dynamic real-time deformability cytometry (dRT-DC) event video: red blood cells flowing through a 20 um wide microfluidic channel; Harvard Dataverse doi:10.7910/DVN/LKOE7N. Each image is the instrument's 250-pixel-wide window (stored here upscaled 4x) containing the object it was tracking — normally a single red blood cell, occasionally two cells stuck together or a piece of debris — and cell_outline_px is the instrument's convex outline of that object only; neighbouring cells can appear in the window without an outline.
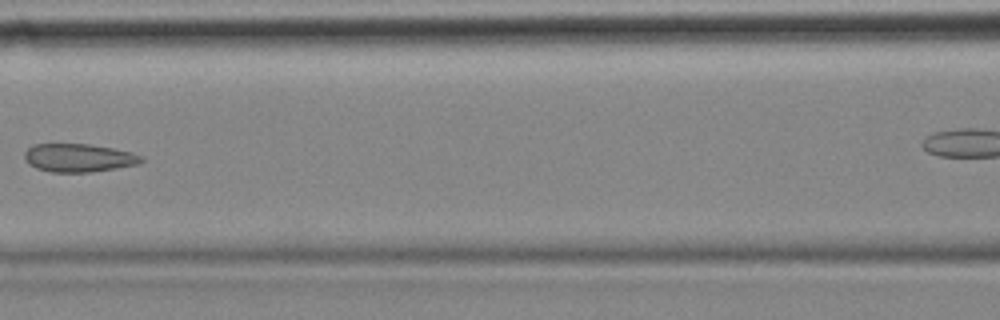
{"species": "common noctule bat (a hibernating species)", "species_latin": "Nyctalus noctula", "temperature_condition": "cold", "stored_images_in_passage": 8, "camera_frame_rate_fps": 3000, "um_per_image_px": 0.085, "animal": {"sex": "female", "body_mass_g": 18.4}, "frame": {"image": 1, "passage_image": 6, "time_ms": 1.667, "image_size_px": [1000, 320], "cell_outline_px": [[144, 160], [136, 164], [116, 168], [88, 172], [52, 172], [36, 168], [28, 164], [24, 160], [24, 152], [28, 148], [36, 144], [88, 144], [112, 148], [132, 152], [144, 156]], "centroid_in_image_um": [6.67, 13.41], "position_along_channel_um": 159.9, "area_um2": 19.19}}
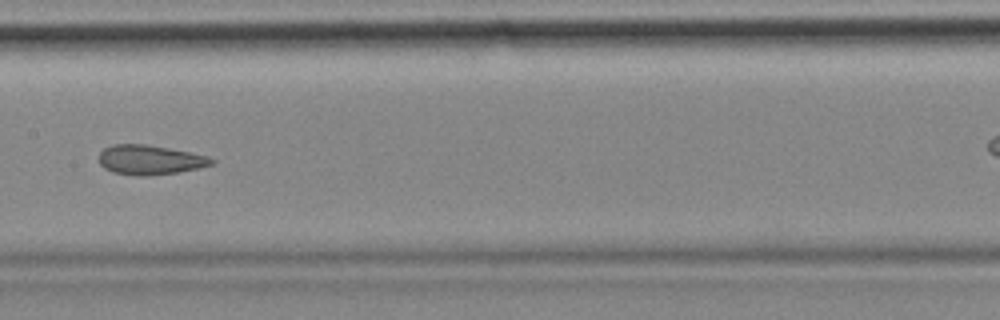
{"frame": {"image": 2, "passage_image": 7, "time_ms": 2.0, "image_size_px": [1000, 320], "cell_outline_px": [[216, 160], [212, 164], [196, 168], [176, 172], [148, 176], [140, 176], [112, 172], [104, 168], [100, 164], [100, 152], [104, 148], [112, 144], [144, 144], [168, 148], [208, 156]], "centroid_in_image_um": [12.71, 13.58], "position_along_channel_um": 194.7, "area_um2": 19.19}}